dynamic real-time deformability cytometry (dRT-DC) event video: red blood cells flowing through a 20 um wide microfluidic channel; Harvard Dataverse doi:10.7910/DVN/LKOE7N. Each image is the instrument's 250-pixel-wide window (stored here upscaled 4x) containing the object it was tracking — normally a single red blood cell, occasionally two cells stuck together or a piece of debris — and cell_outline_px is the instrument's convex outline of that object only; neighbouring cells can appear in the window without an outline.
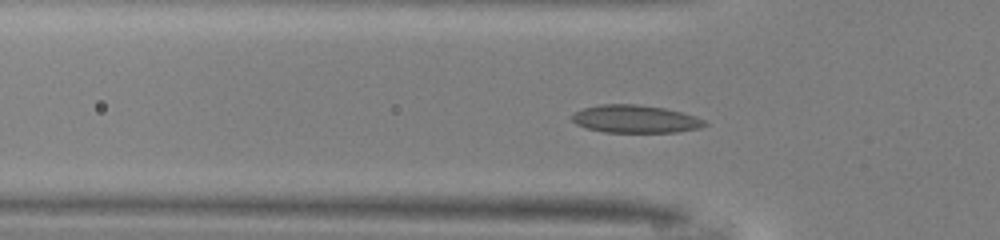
{"species": "common noctule bat (a hibernating species)", "species_latin": "Nyctalus noctula", "temperature_condition": "warm", "stored_images_in_passage": 41, "camera_frame_rate_fps": 3000, "um_per_image_px": 0.085, "animal": {"sex": "male", "body_mass_g": 13.0, "forearm_length_mm": 53.1}, "frame": {"image": 1, "passage_image": 7, "time_ms": 2.0, "image_size_px": [1000, 240], "cell_outline_px": [[708, 124], [700, 128], [676, 132], [604, 132], [588, 128], [576, 124], [568, 116], [572, 112], [584, 108], [600, 104], [636, 104], [664, 108], [696, 116], [704, 120]], "centroid_in_image_um": [53.96, 10.11], "position_along_channel_um": 71.8, "area_um2": 21.56}}
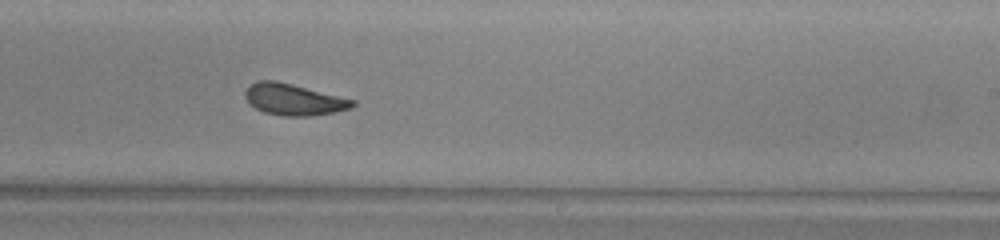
{"frame": {"image": 2, "passage_image": 21, "time_ms": 6.667, "image_size_px": [1000, 240], "cell_outline_px": [[356, 104], [352, 108], [336, 112], [312, 116], [284, 116], [264, 112], [248, 104], [244, 96], [244, 92], [256, 80], [276, 80], [356, 100]], "centroid_in_image_um": [24.97, 8.46], "position_along_channel_um": 264.0, "area_um2": 19.83}}
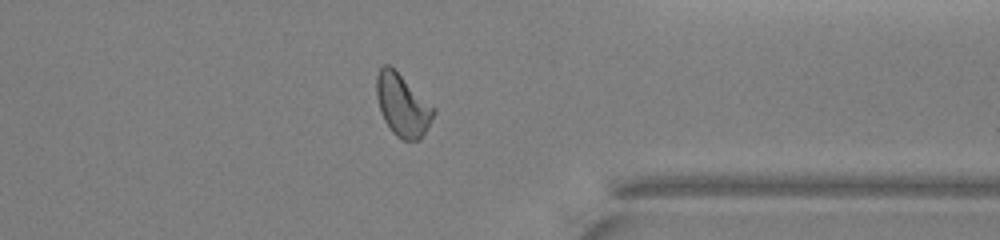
{"frame": {"image": 3, "passage_image": 30, "time_ms": 9.667, "image_size_px": [1000, 240], "cell_outline_px": [[436, 112], [420, 140], [404, 140], [396, 136], [392, 132], [384, 120], [380, 112], [376, 96], [376, 76], [380, 68], [384, 64], [388, 64], [436, 108]], "centroid_in_image_um": [34.2, 8.95], "position_along_channel_um": 377.2, "area_um2": 20.58}, "authors_computed_cell_mechanics": {"area_um2": 20.4612, "velocity_mm_per_s": 4.1206, "shape_relaxation_time_tau1_ms": 2.9591, "shape_relaxation_time_tau2_ms": 1.6479, "deformation_change_tau1": 0.1046, "deformation_change_tau2": 0.0628}}